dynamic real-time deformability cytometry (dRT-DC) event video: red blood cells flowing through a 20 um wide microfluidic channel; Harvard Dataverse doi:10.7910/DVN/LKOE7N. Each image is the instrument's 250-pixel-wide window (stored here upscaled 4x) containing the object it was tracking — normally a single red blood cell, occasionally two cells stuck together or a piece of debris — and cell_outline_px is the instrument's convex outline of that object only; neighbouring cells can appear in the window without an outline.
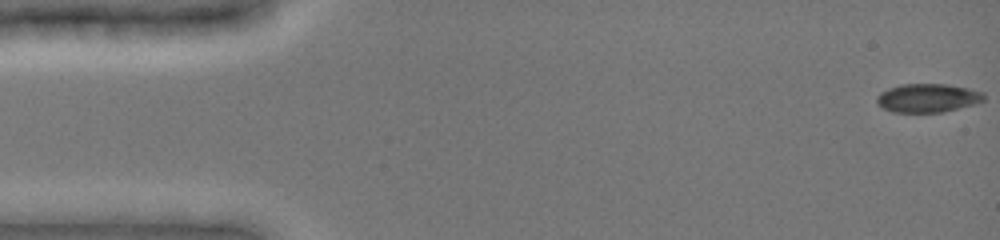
{"species": "common noctule bat (a hibernating species)", "species_latin": "Nyctalus noctula", "temperature_condition": "cold", "stored_images_in_passage": 48, "camera_frame_rate_fps": 3000, "um_per_image_px": 0.085, "animal": {"sex": "female", "body_mass_g": 19.0, "forearm_length_mm": 51.5}, "frame": {"image": 1, "passage_image": 1, "time_ms": 0.0, "image_size_px": [1000, 240], "cell_outline_px": [[984, 100], [976, 104], [944, 112], [892, 112], [876, 104], [876, 96], [880, 92], [888, 88], [900, 84], [948, 84], [968, 88], [984, 92]], "centroid_in_image_um": [78.85, 8.32], "position_along_channel_um": 6.2, "area_um2": 18.09}}
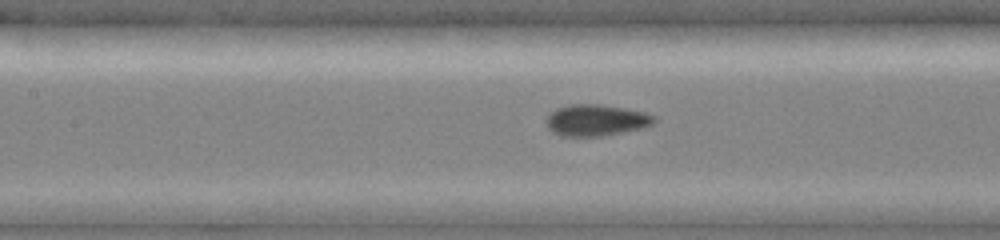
{"frame": {"image": 2, "passage_image": 22, "time_ms": 7.0, "image_size_px": [1000, 240], "cell_outline_px": [[656, 120], [652, 124], [644, 128], [600, 136], [560, 136], [552, 132], [548, 128], [548, 112], [556, 108], [568, 104], [600, 104], [624, 108], [644, 112], [656, 116]], "centroid_in_image_um": [50.66, 10.21], "position_along_channel_um": 156.7, "area_um2": 19.83}}
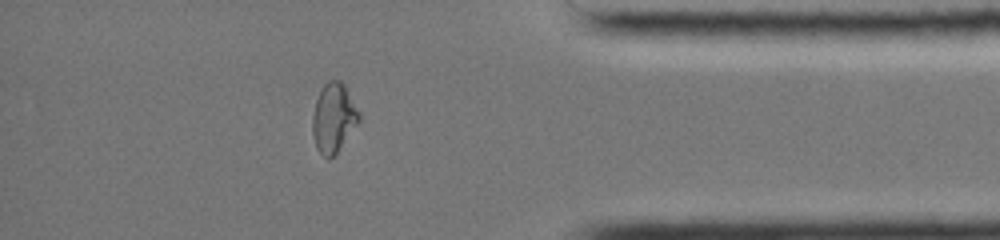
{"frame": {"image": 3, "passage_image": 42, "time_ms": 13.667, "image_size_px": [1000, 240], "cell_outline_px": [[360, 120], [336, 152], [328, 160], [316, 148], [312, 132], [312, 116], [316, 100], [324, 84], [328, 80], [340, 80], [344, 84], [360, 112]], "centroid_in_image_um": [28.34, 10.0], "position_along_channel_um": 406.9, "area_um2": 18.55}}